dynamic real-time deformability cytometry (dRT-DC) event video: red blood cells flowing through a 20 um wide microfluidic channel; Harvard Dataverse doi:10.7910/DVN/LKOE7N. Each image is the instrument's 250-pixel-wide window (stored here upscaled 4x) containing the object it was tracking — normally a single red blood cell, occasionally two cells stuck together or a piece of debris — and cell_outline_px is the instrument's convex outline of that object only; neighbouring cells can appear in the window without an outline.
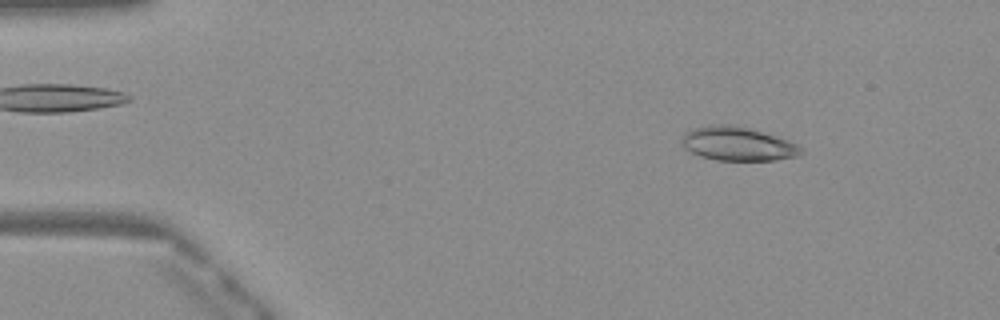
{"species": "Egyptian fruit bat (a non-hibernating species)", "species_latin": "Rousettus aegyptiacus", "temperature_condition": "warm", "stored_images_in_passage": 49, "camera_frame_rate_fps": 3000, "um_per_image_px": 0.085, "frame": {"image": 1, "passage_image": 6, "time_ms": 1.667, "image_size_px": [1000, 320], "cell_outline_px": [[804, 152], [800, 156], [772, 160], [716, 160], [700, 156], [684, 148], [680, 140], [684, 132], [692, 128], [712, 124], [732, 124], [748, 128], [788, 140], [804, 148]], "centroid_in_image_um": [62.69, 12.22], "position_along_channel_um": 22.3, "area_um2": 23.64}}
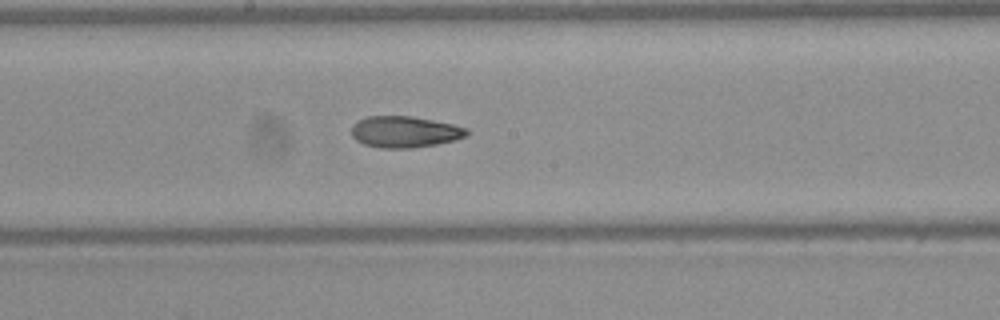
{"frame": {"image": 2, "passage_image": 26, "time_ms": 8.333, "image_size_px": [1000, 320], "cell_outline_px": [[468, 136], [456, 140], [436, 144], [412, 148], [380, 148], [364, 144], [356, 140], [352, 136], [352, 124], [368, 116], [412, 116], [452, 124], [468, 128]], "centroid_in_image_um": [34.42, 11.21], "position_along_channel_um": 213.8, "area_um2": 21.1}}
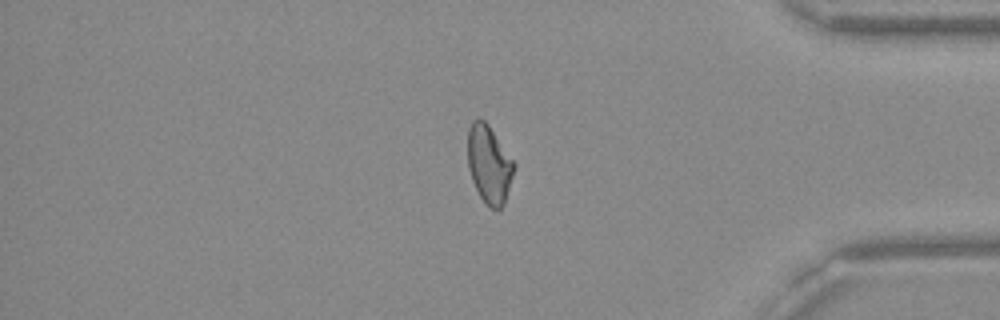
{"frame": {"image": 3, "passage_image": 41, "time_ms": 13.333, "image_size_px": [1000, 320], "cell_outline_px": [[516, 164], [504, 204], [496, 212], [488, 208], [484, 204], [472, 180], [468, 168], [468, 128], [472, 120], [476, 116], [480, 116], [488, 124]], "centroid_in_image_um": [41.56, 13.97], "position_along_channel_um": 393.6, "area_um2": 21.33}, "authors_computed_cell_mechanics": {"area_um2": 21.7906, "velocity_mm_per_s": 4.1087, "shape_relaxation_time_tau1_ms": null, "shape_relaxation_time_tau2_ms": 3.8778, "deformation_change_tau1": null, "deformation_change_tau2": 0.116}}